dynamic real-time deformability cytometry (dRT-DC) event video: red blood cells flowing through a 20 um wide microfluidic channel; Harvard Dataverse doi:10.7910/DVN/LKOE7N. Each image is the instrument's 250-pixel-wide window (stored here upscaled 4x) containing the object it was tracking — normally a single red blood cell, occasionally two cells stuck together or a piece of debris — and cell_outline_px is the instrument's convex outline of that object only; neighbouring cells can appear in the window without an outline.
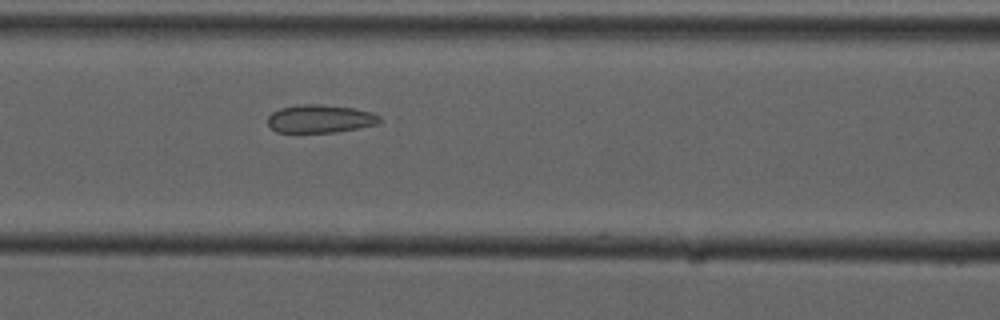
{"species": "common noctule bat (a hibernating species)", "species_latin": "Nyctalus noctula", "temperature_condition": "cold", "stored_images_in_passage": 8, "camera_frame_rate_fps": 3000, "um_per_image_px": 0.085, "animal": {"sex": "male", "forearm_length_mm": 52.5}, "frame": {"image": 1, "passage_image": 7, "time_ms": 6.667, "image_size_px": [1000, 320], "cell_outline_px": [[380, 120], [376, 124], [336, 132], [276, 132], [268, 124], [268, 116], [272, 112], [280, 108], [296, 104], [324, 104], [352, 108], [372, 112], [380, 116]], "centroid_in_image_um": [27.18, 10.08], "position_along_channel_um": 139.4, "area_um2": 18.26}}